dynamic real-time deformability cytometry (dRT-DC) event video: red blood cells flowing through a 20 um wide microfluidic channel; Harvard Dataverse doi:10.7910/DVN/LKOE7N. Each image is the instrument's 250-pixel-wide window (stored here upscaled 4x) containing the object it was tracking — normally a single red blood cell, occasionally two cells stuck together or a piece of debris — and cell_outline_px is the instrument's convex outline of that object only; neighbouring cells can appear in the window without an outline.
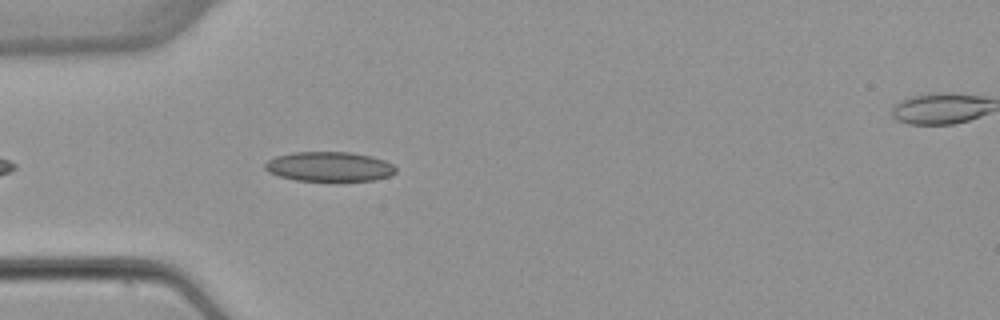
{"species": "common noctule bat (a hibernating species)", "species_latin": "Nyctalus noctula", "temperature_condition": "warm", "stored_images_in_passage": 5, "camera_frame_rate_fps": 3000, "um_per_image_px": 0.085, "animal": {"sex": "female", "body_mass_g": 22.7, "forearm_length_mm": 54.2}, "frame": {"image": 1, "passage_image": 4, "time_ms": 3.667, "image_size_px": [1000, 320], "cell_outline_px": [[396, 172], [388, 176], [372, 180], [296, 180], [280, 176], [268, 172], [264, 168], [264, 164], [268, 160], [276, 156], [292, 152], [348, 152], [368, 156], [384, 160], [392, 164], [396, 168]], "centroid_in_image_um": [27.95, 14.15], "position_along_channel_um": 57.1, "area_um2": 22.25}}